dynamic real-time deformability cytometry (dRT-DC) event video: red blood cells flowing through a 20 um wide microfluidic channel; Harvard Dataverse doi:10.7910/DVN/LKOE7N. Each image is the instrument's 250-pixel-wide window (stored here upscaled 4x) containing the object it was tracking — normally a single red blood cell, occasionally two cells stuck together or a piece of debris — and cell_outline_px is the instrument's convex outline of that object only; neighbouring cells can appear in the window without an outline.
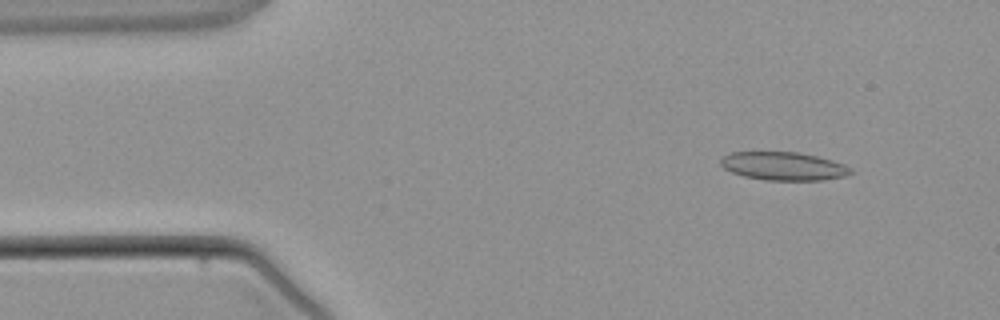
{"species": "common noctule bat (a hibernating species)", "species_latin": "Nyctalus noctula", "temperature_condition": "warm", "stored_images_in_passage": 3, "camera_frame_rate_fps": 3000, "um_per_image_px": 0.085, "animal": {"sex": "male", "body_mass_g": 21.5, "forearm_length_mm": 52.0}, "frame": {"image": 1, "passage_image": 2, "time_ms": 1.333, "image_size_px": [1000, 320], "cell_outline_px": [[856, 172], [844, 176], [824, 180], [764, 180], [744, 176], [732, 172], [724, 168], [720, 164], [720, 156], [732, 152], [800, 152], [832, 160], [844, 164], [852, 168]], "centroid_in_image_um": [66.61, 14.12], "position_along_channel_um": 18.4, "area_um2": 21.62}}